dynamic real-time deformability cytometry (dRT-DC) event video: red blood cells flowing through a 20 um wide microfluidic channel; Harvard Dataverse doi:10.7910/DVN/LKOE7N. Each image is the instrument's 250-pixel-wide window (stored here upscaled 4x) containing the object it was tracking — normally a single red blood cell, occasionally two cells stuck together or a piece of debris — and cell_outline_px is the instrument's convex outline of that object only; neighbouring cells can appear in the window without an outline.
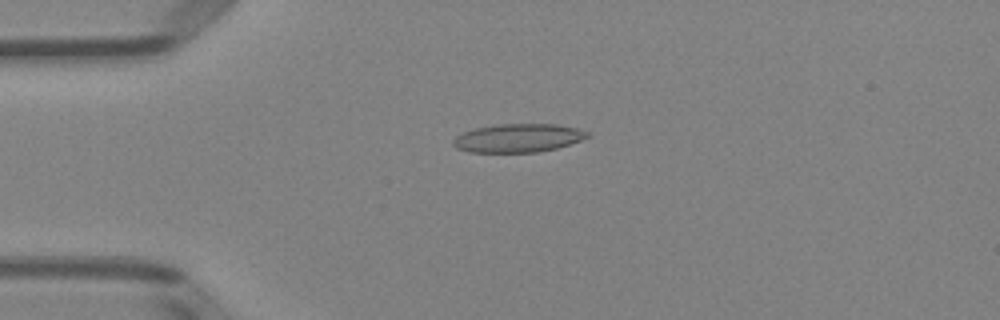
{"species": "Egyptian fruit bat (a non-hibernating species)", "species_latin": "Rousettus aegyptiacus", "temperature_condition": "room temperature", "stored_images_in_passage": 5, "camera_frame_rate_fps": 3000, "um_per_image_px": 0.085, "animal": {"sex": "female"}, "frame": {"image": 1, "passage_image": 4, "time_ms": 3.667, "image_size_px": [1000, 320], "cell_outline_px": [[592, 136], [556, 148], [536, 152], [468, 152], [456, 148], [452, 144], [452, 140], [456, 136], [464, 132], [476, 128], [496, 124], [556, 124], [576, 128], [588, 132]], "centroid_in_image_um": [44.02, 11.73], "position_along_channel_um": 41.0, "area_um2": 22.2}}